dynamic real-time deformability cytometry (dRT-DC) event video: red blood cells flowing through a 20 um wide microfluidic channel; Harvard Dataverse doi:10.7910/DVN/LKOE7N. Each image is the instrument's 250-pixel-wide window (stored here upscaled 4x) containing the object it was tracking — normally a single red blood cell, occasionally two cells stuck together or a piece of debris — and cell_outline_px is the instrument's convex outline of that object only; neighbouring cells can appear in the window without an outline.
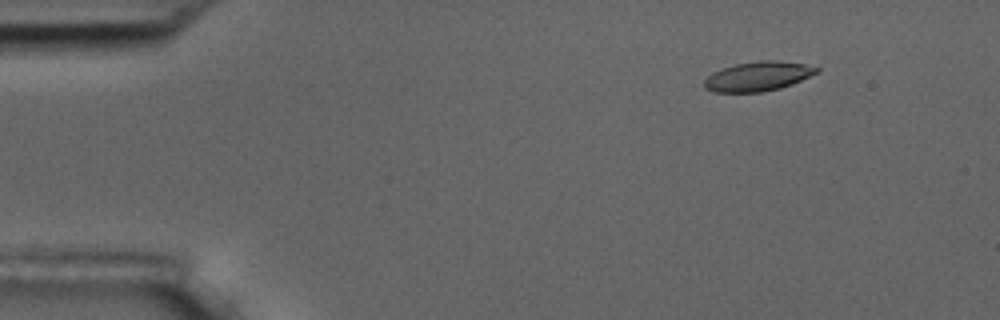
{"species": "common noctule bat (a hibernating species)", "species_latin": "Nyctalus noctula", "temperature_condition": "room temperature", "stored_images_in_passage": 5, "camera_frame_rate_fps": 3000, "um_per_image_px": 0.085, "animal": {"sex": "male", "body_mass_g": 17.5, "forearm_length_mm": 52.3}, "frame": {"image": 1, "passage_image": 2, "time_ms": 1.333, "image_size_px": [1000, 320], "cell_outline_px": [[820, 72], [792, 84], [780, 88], [760, 92], [716, 92], [704, 88], [704, 80], [712, 72], [720, 68], [736, 64], [760, 60], [776, 60], [804, 64], [820, 68]], "centroid_in_image_um": [64.43, 6.48], "position_along_channel_um": 20.6, "area_um2": 19.36}}
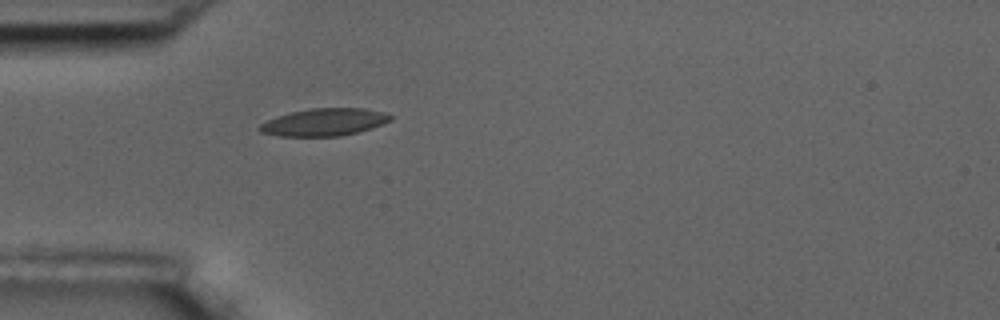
{"frame": {"image": 2, "passage_image": 5, "time_ms": 4.667, "image_size_px": [1000, 320], "cell_outline_px": [[392, 120], [384, 124], [372, 128], [340, 136], [276, 136], [260, 132], [256, 128], [260, 124], [276, 116], [292, 112], [312, 108], [364, 108], [380, 112], [392, 116]], "centroid_in_image_um": [27.52, 10.39], "position_along_channel_um": 57.5, "area_um2": 20.87}}